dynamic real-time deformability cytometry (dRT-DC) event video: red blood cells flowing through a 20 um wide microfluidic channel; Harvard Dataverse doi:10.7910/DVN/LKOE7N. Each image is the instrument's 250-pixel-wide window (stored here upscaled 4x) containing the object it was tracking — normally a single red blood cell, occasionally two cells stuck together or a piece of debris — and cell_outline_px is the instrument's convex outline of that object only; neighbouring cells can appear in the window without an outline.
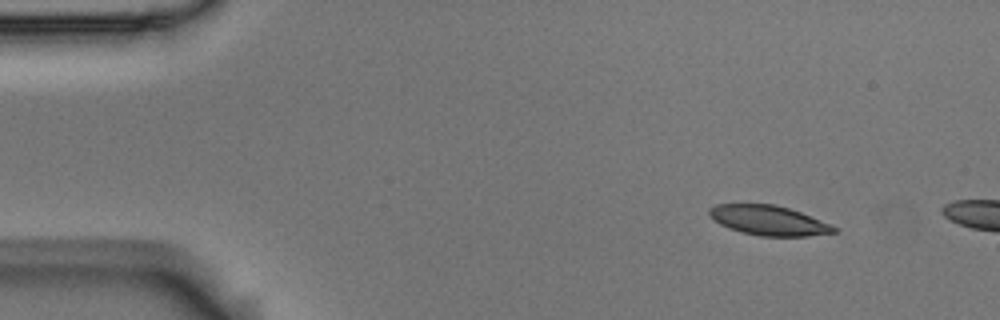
{"species": "Egyptian fruit bat (a non-hibernating species)", "species_latin": "Rousettus aegyptiacus", "temperature_condition": "room temperature", "stored_images_in_passage": 3, "camera_frame_rate_fps": 3000, "um_per_image_px": 0.085, "animal": {"sex": "male"}, "frame": {"image": 1, "passage_image": 1, "time_ms": 0.0, "image_size_px": [1000, 320], "cell_outline_px": [[840, 232], [808, 236], [760, 236], [740, 232], [728, 228], [720, 224], [708, 216], [708, 208], [716, 204], [776, 204], [800, 212], [832, 224], [840, 228]], "centroid_in_image_um": [65.36, 18.74], "position_along_channel_um": 19.6, "area_um2": 21.96}}